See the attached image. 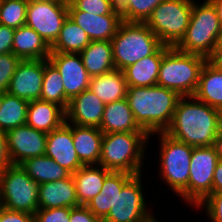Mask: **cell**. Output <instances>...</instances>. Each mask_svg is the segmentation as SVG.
<instances>
[{"label":"cell","mask_w":222,"mask_h":222,"mask_svg":"<svg viewBox=\"0 0 222 222\" xmlns=\"http://www.w3.org/2000/svg\"><path fill=\"white\" fill-rule=\"evenodd\" d=\"M220 130L217 108L194 96H184L179 99L172 122L165 133L189 146L206 147L213 146Z\"/></svg>","instance_id":"1"},{"label":"cell","mask_w":222,"mask_h":222,"mask_svg":"<svg viewBox=\"0 0 222 222\" xmlns=\"http://www.w3.org/2000/svg\"><path fill=\"white\" fill-rule=\"evenodd\" d=\"M180 98L177 92L159 85L128 87L126 94L135 121L151 136L170 126Z\"/></svg>","instance_id":"2"},{"label":"cell","mask_w":222,"mask_h":222,"mask_svg":"<svg viewBox=\"0 0 222 222\" xmlns=\"http://www.w3.org/2000/svg\"><path fill=\"white\" fill-rule=\"evenodd\" d=\"M149 138L147 132L103 134L99 165L110 171L141 174L142 158Z\"/></svg>","instance_id":"3"},{"label":"cell","mask_w":222,"mask_h":222,"mask_svg":"<svg viewBox=\"0 0 222 222\" xmlns=\"http://www.w3.org/2000/svg\"><path fill=\"white\" fill-rule=\"evenodd\" d=\"M221 30L213 4L209 0H205L202 5L194 1L185 35L175 48L178 51L198 54L208 59L219 44Z\"/></svg>","instance_id":"4"},{"label":"cell","mask_w":222,"mask_h":222,"mask_svg":"<svg viewBox=\"0 0 222 222\" xmlns=\"http://www.w3.org/2000/svg\"><path fill=\"white\" fill-rule=\"evenodd\" d=\"M207 60L204 56L184 53L171 47L163 55L157 85L173 90L181 97L193 96Z\"/></svg>","instance_id":"5"},{"label":"cell","mask_w":222,"mask_h":222,"mask_svg":"<svg viewBox=\"0 0 222 222\" xmlns=\"http://www.w3.org/2000/svg\"><path fill=\"white\" fill-rule=\"evenodd\" d=\"M110 41L115 69L121 71L153 55L163 45L145 23L139 22L123 21Z\"/></svg>","instance_id":"6"},{"label":"cell","mask_w":222,"mask_h":222,"mask_svg":"<svg viewBox=\"0 0 222 222\" xmlns=\"http://www.w3.org/2000/svg\"><path fill=\"white\" fill-rule=\"evenodd\" d=\"M193 0H163L145 24L163 45L175 47L184 37L192 12Z\"/></svg>","instance_id":"7"},{"label":"cell","mask_w":222,"mask_h":222,"mask_svg":"<svg viewBox=\"0 0 222 222\" xmlns=\"http://www.w3.org/2000/svg\"><path fill=\"white\" fill-rule=\"evenodd\" d=\"M39 185L20 165L12 164L0 174V206L35 214L39 209Z\"/></svg>","instance_id":"8"},{"label":"cell","mask_w":222,"mask_h":222,"mask_svg":"<svg viewBox=\"0 0 222 222\" xmlns=\"http://www.w3.org/2000/svg\"><path fill=\"white\" fill-rule=\"evenodd\" d=\"M160 138L161 170L159 176L170 189L179 195L187 186L190 175V159L193 147L172 138L165 132H157Z\"/></svg>","instance_id":"9"},{"label":"cell","mask_w":222,"mask_h":222,"mask_svg":"<svg viewBox=\"0 0 222 222\" xmlns=\"http://www.w3.org/2000/svg\"><path fill=\"white\" fill-rule=\"evenodd\" d=\"M218 161L213 146L193 147L188 186L178 196L197 207L212 194L213 174Z\"/></svg>","instance_id":"10"},{"label":"cell","mask_w":222,"mask_h":222,"mask_svg":"<svg viewBox=\"0 0 222 222\" xmlns=\"http://www.w3.org/2000/svg\"><path fill=\"white\" fill-rule=\"evenodd\" d=\"M141 175H134L122 187V190L117 193L114 206L101 222H153L156 220L145 205Z\"/></svg>","instance_id":"11"},{"label":"cell","mask_w":222,"mask_h":222,"mask_svg":"<svg viewBox=\"0 0 222 222\" xmlns=\"http://www.w3.org/2000/svg\"><path fill=\"white\" fill-rule=\"evenodd\" d=\"M68 17V2L29 0L25 25L51 46Z\"/></svg>","instance_id":"12"},{"label":"cell","mask_w":222,"mask_h":222,"mask_svg":"<svg viewBox=\"0 0 222 222\" xmlns=\"http://www.w3.org/2000/svg\"><path fill=\"white\" fill-rule=\"evenodd\" d=\"M6 136L9 155L14 165L46 153L47 133L27 124L7 131Z\"/></svg>","instance_id":"13"},{"label":"cell","mask_w":222,"mask_h":222,"mask_svg":"<svg viewBox=\"0 0 222 222\" xmlns=\"http://www.w3.org/2000/svg\"><path fill=\"white\" fill-rule=\"evenodd\" d=\"M48 60L59 71L63 79L65 97L69 101L89 89L91 77L79 53H50Z\"/></svg>","instance_id":"14"},{"label":"cell","mask_w":222,"mask_h":222,"mask_svg":"<svg viewBox=\"0 0 222 222\" xmlns=\"http://www.w3.org/2000/svg\"><path fill=\"white\" fill-rule=\"evenodd\" d=\"M43 75L44 59L21 60L7 92L28 102L40 99Z\"/></svg>","instance_id":"15"},{"label":"cell","mask_w":222,"mask_h":222,"mask_svg":"<svg viewBox=\"0 0 222 222\" xmlns=\"http://www.w3.org/2000/svg\"><path fill=\"white\" fill-rule=\"evenodd\" d=\"M45 155L54 159L71 174L84 165L74 148L72 124L65 121L60 127L47 133Z\"/></svg>","instance_id":"16"},{"label":"cell","mask_w":222,"mask_h":222,"mask_svg":"<svg viewBox=\"0 0 222 222\" xmlns=\"http://www.w3.org/2000/svg\"><path fill=\"white\" fill-rule=\"evenodd\" d=\"M68 17L78 24L91 41H110L123 22L121 15H94L77 10L68 2Z\"/></svg>","instance_id":"17"},{"label":"cell","mask_w":222,"mask_h":222,"mask_svg":"<svg viewBox=\"0 0 222 222\" xmlns=\"http://www.w3.org/2000/svg\"><path fill=\"white\" fill-rule=\"evenodd\" d=\"M105 104L89 89L69 101L66 121L78 126L100 127Z\"/></svg>","instance_id":"18"},{"label":"cell","mask_w":222,"mask_h":222,"mask_svg":"<svg viewBox=\"0 0 222 222\" xmlns=\"http://www.w3.org/2000/svg\"><path fill=\"white\" fill-rule=\"evenodd\" d=\"M38 206L39 208L80 206L76 197L75 181L72 174L63 180L40 184Z\"/></svg>","instance_id":"19"},{"label":"cell","mask_w":222,"mask_h":222,"mask_svg":"<svg viewBox=\"0 0 222 222\" xmlns=\"http://www.w3.org/2000/svg\"><path fill=\"white\" fill-rule=\"evenodd\" d=\"M170 46L162 45L153 55L145 57L123 70L128 87H151L157 85L163 55Z\"/></svg>","instance_id":"20"},{"label":"cell","mask_w":222,"mask_h":222,"mask_svg":"<svg viewBox=\"0 0 222 222\" xmlns=\"http://www.w3.org/2000/svg\"><path fill=\"white\" fill-rule=\"evenodd\" d=\"M99 129L104 133L146 132L135 121L127 99L105 104Z\"/></svg>","instance_id":"21"},{"label":"cell","mask_w":222,"mask_h":222,"mask_svg":"<svg viewBox=\"0 0 222 222\" xmlns=\"http://www.w3.org/2000/svg\"><path fill=\"white\" fill-rule=\"evenodd\" d=\"M134 175L122 172L111 171L103 182V186L98 195L93 197L85 206L102 221L114 206L117 193Z\"/></svg>","instance_id":"22"},{"label":"cell","mask_w":222,"mask_h":222,"mask_svg":"<svg viewBox=\"0 0 222 222\" xmlns=\"http://www.w3.org/2000/svg\"><path fill=\"white\" fill-rule=\"evenodd\" d=\"M65 121L66 112L61 106L41 99L29 102L26 119L28 126L50 133Z\"/></svg>","instance_id":"23"},{"label":"cell","mask_w":222,"mask_h":222,"mask_svg":"<svg viewBox=\"0 0 222 222\" xmlns=\"http://www.w3.org/2000/svg\"><path fill=\"white\" fill-rule=\"evenodd\" d=\"M12 53L21 60L48 59L51 46L27 25L15 29Z\"/></svg>","instance_id":"24"},{"label":"cell","mask_w":222,"mask_h":222,"mask_svg":"<svg viewBox=\"0 0 222 222\" xmlns=\"http://www.w3.org/2000/svg\"><path fill=\"white\" fill-rule=\"evenodd\" d=\"M103 134L98 127L72 124L74 148L84 165H99Z\"/></svg>","instance_id":"25"},{"label":"cell","mask_w":222,"mask_h":222,"mask_svg":"<svg viewBox=\"0 0 222 222\" xmlns=\"http://www.w3.org/2000/svg\"><path fill=\"white\" fill-rule=\"evenodd\" d=\"M111 171L97 165H83L72 174L79 205H86L102 189L105 177Z\"/></svg>","instance_id":"26"},{"label":"cell","mask_w":222,"mask_h":222,"mask_svg":"<svg viewBox=\"0 0 222 222\" xmlns=\"http://www.w3.org/2000/svg\"><path fill=\"white\" fill-rule=\"evenodd\" d=\"M89 90L104 103L125 99L128 85L123 71L113 69L99 76L91 77Z\"/></svg>","instance_id":"27"},{"label":"cell","mask_w":222,"mask_h":222,"mask_svg":"<svg viewBox=\"0 0 222 222\" xmlns=\"http://www.w3.org/2000/svg\"><path fill=\"white\" fill-rule=\"evenodd\" d=\"M79 54L90 77L115 69L111 41H91Z\"/></svg>","instance_id":"28"},{"label":"cell","mask_w":222,"mask_h":222,"mask_svg":"<svg viewBox=\"0 0 222 222\" xmlns=\"http://www.w3.org/2000/svg\"><path fill=\"white\" fill-rule=\"evenodd\" d=\"M193 96L211 107L217 109L222 107V73L208 60L201 70L198 86Z\"/></svg>","instance_id":"29"},{"label":"cell","mask_w":222,"mask_h":222,"mask_svg":"<svg viewBox=\"0 0 222 222\" xmlns=\"http://www.w3.org/2000/svg\"><path fill=\"white\" fill-rule=\"evenodd\" d=\"M21 168L39 184L63 180L71 175L69 171L60 166L54 159L45 154L24 160L19 164Z\"/></svg>","instance_id":"30"},{"label":"cell","mask_w":222,"mask_h":222,"mask_svg":"<svg viewBox=\"0 0 222 222\" xmlns=\"http://www.w3.org/2000/svg\"><path fill=\"white\" fill-rule=\"evenodd\" d=\"M90 42L87 33L67 17L57 39L51 45V53H80Z\"/></svg>","instance_id":"31"},{"label":"cell","mask_w":222,"mask_h":222,"mask_svg":"<svg viewBox=\"0 0 222 222\" xmlns=\"http://www.w3.org/2000/svg\"><path fill=\"white\" fill-rule=\"evenodd\" d=\"M29 102L8 92L0 93V130L7 132L26 124Z\"/></svg>","instance_id":"32"},{"label":"cell","mask_w":222,"mask_h":222,"mask_svg":"<svg viewBox=\"0 0 222 222\" xmlns=\"http://www.w3.org/2000/svg\"><path fill=\"white\" fill-rule=\"evenodd\" d=\"M62 80L55 66L48 59H44V75L40 99L55 103L66 111L69 100L65 97Z\"/></svg>","instance_id":"33"},{"label":"cell","mask_w":222,"mask_h":222,"mask_svg":"<svg viewBox=\"0 0 222 222\" xmlns=\"http://www.w3.org/2000/svg\"><path fill=\"white\" fill-rule=\"evenodd\" d=\"M163 0H122L118 9L124 22L145 23Z\"/></svg>","instance_id":"34"},{"label":"cell","mask_w":222,"mask_h":222,"mask_svg":"<svg viewBox=\"0 0 222 222\" xmlns=\"http://www.w3.org/2000/svg\"><path fill=\"white\" fill-rule=\"evenodd\" d=\"M29 0H0V24L17 29L25 25Z\"/></svg>","instance_id":"35"},{"label":"cell","mask_w":222,"mask_h":222,"mask_svg":"<svg viewBox=\"0 0 222 222\" xmlns=\"http://www.w3.org/2000/svg\"><path fill=\"white\" fill-rule=\"evenodd\" d=\"M79 11L94 15H121L115 0H69Z\"/></svg>","instance_id":"36"},{"label":"cell","mask_w":222,"mask_h":222,"mask_svg":"<svg viewBox=\"0 0 222 222\" xmlns=\"http://www.w3.org/2000/svg\"><path fill=\"white\" fill-rule=\"evenodd\" d=\"M21 59L12 52L0 54V93L7 92L10 80Z\"/></svg>","instance_id":"37"},{"label":"cell","mask_w":222,"mask_h":222,"mask_svg":"<svg viewBox=\"0 0 222 222\" xmlns=\"http://www.w3.org/2000/svg\"><path fill=\"white\" fill-rule=\"evenodd\" d=\"M70 207L39 208L34 216L35 222H69Z\"/></svg>","instance_id":"38"},{"label":"cell","mask_w":222,"mask_h":222,"mask_svg":"<svg viewBox=\"0 0 222 222\" xmlns=\"http://www.w3.org/2000/svg\"><path fill=\"white\" fill-rule=\"evenodd\" d=\"M206 208V213L212 222H222V193L209 194L198 207Z\"/></svg>","instance_id":"39"},{"label":"cell","mask_w":222,"mask_h":222,"mask_svg":"<svg viewBox=\"0 0 222 222\" xmlns=\"http://www.w3.org/2000/svg\"><path fill=\"white\" fill-rule=\"evenodd\" d=\"M0 222H35L34 214L12 211L0 206Z\"/></svg>","instance_id":"40"},{"label":"cell","mask_w":222,"mask_h":222,"mask_svg":"<svg viewBox=\"0 0 222 222\" xmlns=\"http://www.w3.org/2000/svg\"><path fill=\"white\" fill-rule=\"evenodd\" d=\"M69 222H101L85 205L70 210Z\"/></svg>","instance_id":"41"},{"label":"cell","mask_w":222,"mask_h":222,"mask_svg":"<svg viewBox=\"0 0 222 222\" xmlns=\"http://www.w3.org/2000/svg\"><path fill=\"white\" fill-rule=\"evenodd\" d=\"M15 29L0 24V54L11 53Z\"/></svg>","instance_id":"42"},{"label":"cell","mask_w":222,"mask_h":222,"mask_svg":"<svg viewBox=\"0 0 222 222\" xmlns=\"http://www.w3.org/2000/svg\"><path fill=\"white\" fill-rule=\"evenodd\" d=\"M11 165L6 132L0 130V174Z\"/></svg>","instance_id":"43"},{"label":"cell","mask_w":222,"mask_h":222,"mask_svg":"<svg viewBox=\"0 0 222 222\" xmlns=\"http://www.w3.org/2000/svg\"><path fill=\"white\" fill-rule=\"evenodd\" d=\"M212 193H222V160H219L213 174Z\"/></svg>","instance_id":"44"},{"label":"cell","mask_w":222,"mask_h":222,"mask_svg":"<svg viewBox=\"0 0 222 222\" xmlns=\"http://www.w3.org/2000/svg\"><path fill=\"white\" fill-rule=\"evenodd\" d=\"M208 61L222 73V45H218Z\"/></svg>","instance_id":"45"},{"label":"cell","mask_w":222,"mask_h":222,"mask_svg":"<svg viewBox=\"0 0 222 222\" xmlns=\"http://www.w3.org/2000/svg\"><path fill=\"white\" fill-rule=\"evenodd\" d=\"M213 147L215 148L219 160H222V129L215 138Z\"/></svg>","instance_id":"46"},{"label":"cell","mask_w":222,"mask_h":222,"mask_svg":"<svg viewBox=\"0 0 222 222\" xmlns=\"http://www.w3.org/2000/svg\"><path fill=\"white\" fill-rule=\"evenodd\" d=\"M216 9L217 16L222 28V0H209Z\"/></svg>","instance_id":"47"},{"label":"cell","mask_w":222,"mask_h":222,"mask_svg":"<svg viewBox=\"0 0 222 222\" xmlns=\"http://www.w3.org/2000/svg\"><path fill=\"white\" fill-rule=\"evenodd\" d=\"M219 111V123H220V128L222 129V107L218 109Z\"/></svg>","instance_id":"48"},{"label":"cell","mask_w":222,"mask_h":222,"mask_svg":"<svg viewBox=\"0 0 222 222\" xmlns=\"http://www.w3.org/2000/svg\"><path fill=\"white\" fill-rule=\"evenodd\" d=\"M41 1L69 2V0H41Z\"/></svg>","instance_id":"49"},{"label":"cell","mask_w":222,"mask_h":222,"mask_svg":"<svg viewBox=\"0 0 222 222\" xmlns=\"http://www.w3.org/2000/svg\"><path fill=\"white\" fill-rule=\"evenodd\" d=\"M218 45H222V30H221V36H220V40H219V44Z\"/></svg>","instance_id":"50"}]
</instances>
